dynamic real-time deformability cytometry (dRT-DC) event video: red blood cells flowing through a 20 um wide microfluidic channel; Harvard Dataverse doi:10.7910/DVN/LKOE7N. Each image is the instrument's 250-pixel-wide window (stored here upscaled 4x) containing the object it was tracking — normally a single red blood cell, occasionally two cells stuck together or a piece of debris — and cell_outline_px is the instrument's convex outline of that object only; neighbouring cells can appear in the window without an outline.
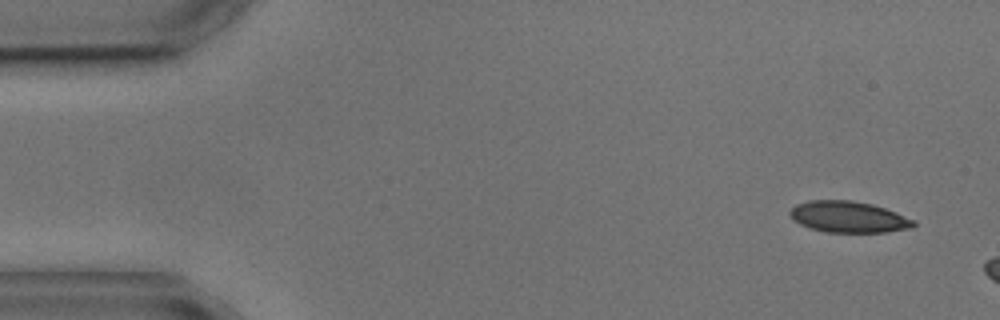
{"species": "common noctule bat (a hibernating species)", "species_latin": "Nyctalus noctula", "temperature_condition": "cold", "stored_images_in_passage": 4, "camera_frame_rate_fps": 3000, "um_per_image_px": 0.085, "animal": {"sex": "male", "body_mass_g": 17.9, "forearm_length_mm": 54.2}, "frame": {"image": 1, "passage_image": 1, "time_ms": 0.0, "image_size_px": [1000, 320], "cell_outline_px": [[916, 224], [912, 228], [888, 232], [824, 232], [800, 224], [792, 220], [788, 212], [796, 204], [808, 200], [852, 200], [872, 204], [896, 212], [916, 220]], "centroid_in_image_um": [72.13, 18.43], "position_along_channel_um": 12.9, "area_um2": 22.72}}